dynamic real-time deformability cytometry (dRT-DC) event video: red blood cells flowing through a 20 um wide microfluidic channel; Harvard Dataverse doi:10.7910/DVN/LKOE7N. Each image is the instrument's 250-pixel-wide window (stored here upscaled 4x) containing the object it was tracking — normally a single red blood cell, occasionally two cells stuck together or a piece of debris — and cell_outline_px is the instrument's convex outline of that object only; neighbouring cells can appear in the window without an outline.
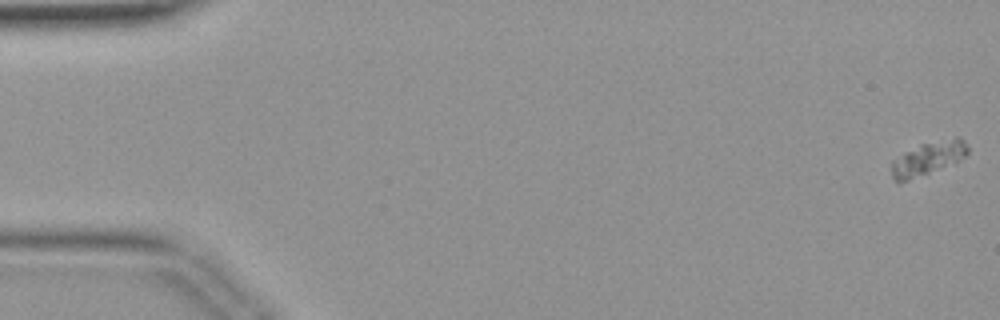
{"species": "common noctule bat (a hibernating species)", "species_latin": "Nyctalus noctula", "temperature_condition": "warm", "stored_images_in_passage": 45, "segment_of_instrument_passage": [1, 2], "camera_frame_rate_fps": 3000, "um_per_image_px": 0.085, "animal": {"sex": "female", "body_mass_g": 19.9}, "frame": {"image": 1, "passage_image": 1, "time_ms": 0.0, "image_size_px": [1000, 320], "cell_outline_px": [[968, 152], [964, 156], [956, 160], [928, 172], [908, 180], [896, 180], [892, 176], [892, 160], [920, 144], [956, 136], [960, 136], [964, 140], [968, 148]], "centroid_in_image_um": [78.9, 13.4], "position_along_channel_um": 6.1, "area_um2": 14.1}}
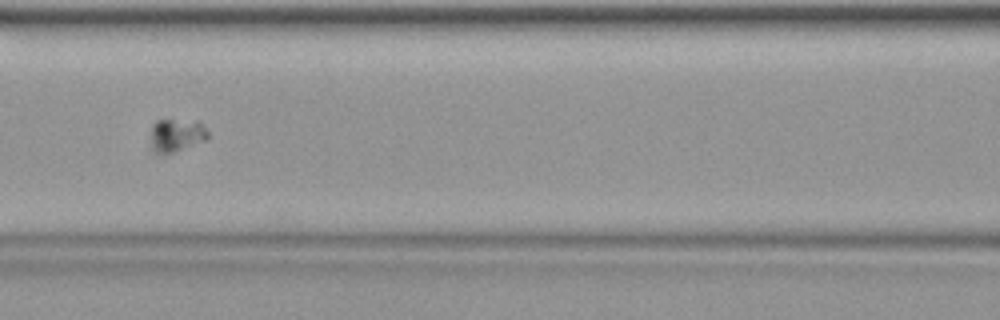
{"frame": {"image": 2, "passage_image": 20, "time_ms": 6.333, "image_size_px": [1000, 320], "cell_outline_px": [[208, 136], [204, 140], [172, 152], [160, 156], [152, 152], [152, 124], [156, 120], [196, 120], [208, 132]], "centroid_in_image_um": [14.94, 11.5], "position_along_channel_um": 151.7, "area_um2": 10.87}}
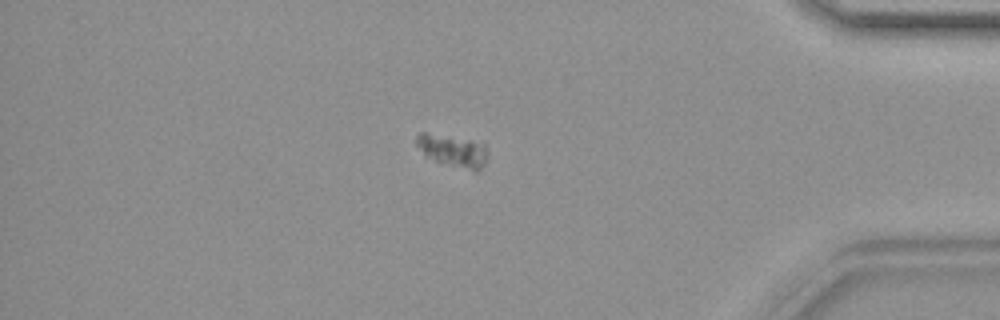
{"frame": {"image": 3, "passage_image": 38, "time_ms": 12.333, "image_size_px": [1000, 320], "cell_outline_px": [[488, 156], [484, 164], [476, 172], [436, 160], [424, 156], [416, 144], [416, 136], [420, 132], [424, 132], [468, 140], [484, 144]], "centroid_in_image_um": [38.47, 12.81], "position_along_channel_um": 396.7, "area_um2": 13.01}}